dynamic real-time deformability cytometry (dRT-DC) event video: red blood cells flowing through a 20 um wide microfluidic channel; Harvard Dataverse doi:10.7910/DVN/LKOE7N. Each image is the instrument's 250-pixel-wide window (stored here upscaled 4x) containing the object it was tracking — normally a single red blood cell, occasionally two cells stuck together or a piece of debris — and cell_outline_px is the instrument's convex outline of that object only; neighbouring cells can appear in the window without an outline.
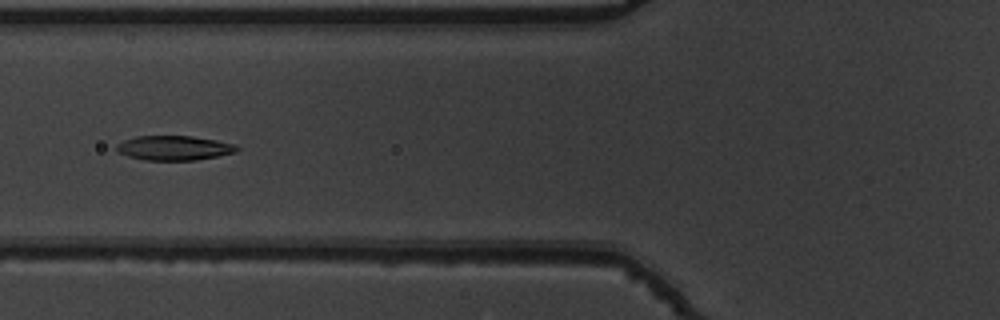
{"species": "common noctule bat (a hibernating species)", "species_latin": "Nyctalus noctula", "temperature_condition": "warm", "stored_images_in_passage": 42, "camera_frame_rate_fps": 3000, "um_per_image_px": 0.085, "animal": {"sex": "male", "body_mass_g": 19.5, "forearm_length_mm": 54.6}, "frame": {"image": 1, "passage_image": 10, "time_ms": 3.0, "image_size_px": [1000, 320], "cell_outline_px": [[240, 148], [236, 152], [196, 160], [144, 160], [128, 156], [116, 152], [116, 144], [124, 140], [136, 136], [192, 136], [216, 140], [232, 144]], "centroid_in_image_um": [14.75, 12.57], "position_along_channel_um": 111.1, "area_um2": 17.17}}
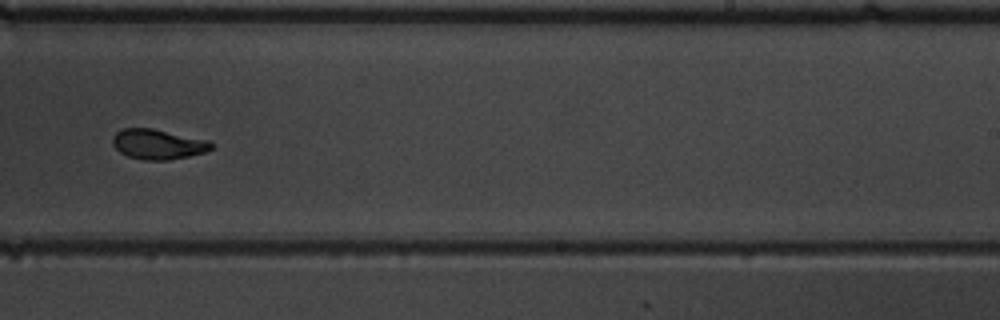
{"frame": {"image": 2, "passage_image": 23, "time_ms": 7.333, "image_size_px": [1000, 320], "cell_outline_px": [[212, 148], [204, 152], [188, 156], [168, 160], [144, 160], [128, 156], [120, 152], [112, 144], [112, 136], [120, 128], [152, 128], [208, 140], [212, 144]], "centroid_in_image_um": [13.38, 12.25], "position_along_channel_um": 275.6, "area_um2": 17.22}}
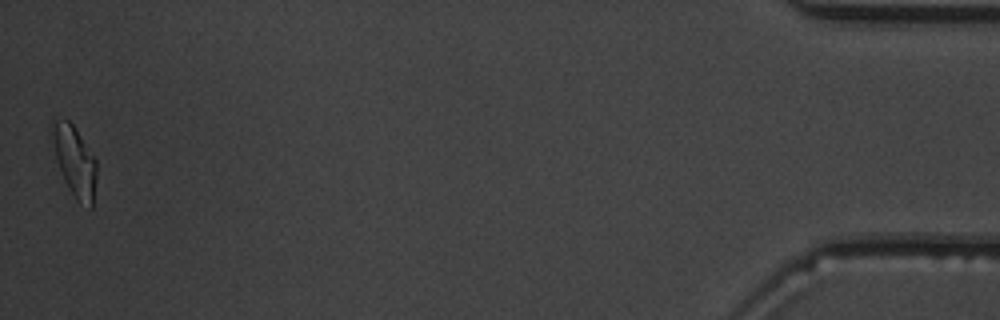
{"frame": {"image": 3, "passage_image": 42, "time_ms": 13.667, "image_size_px": [1000, 320], "cell_outline_px": [[96, 180], [92, 208], [80, 204], [76, 200], [68, 188], [64, 180], [56, 156], [52, 140], [52, 120], [68, 120], [72, 124], [96, 160]], "centroid_in_image_um": [6.36, 13.75], "position_along_channel_um": 428.8, "area_um2": 17.8}, "authors_computed_cell_mechanics": {"area_um2": 17.629, "velocity_mm_per_s": 3.8021, "shape_relaxation_time_tau1_ms": 4.5261, "shape_relaxation_time_tau2_ms": 1.6711, "deformation_change_tau1": 0.1788, "deformation_change_tau2": 0.0618}}